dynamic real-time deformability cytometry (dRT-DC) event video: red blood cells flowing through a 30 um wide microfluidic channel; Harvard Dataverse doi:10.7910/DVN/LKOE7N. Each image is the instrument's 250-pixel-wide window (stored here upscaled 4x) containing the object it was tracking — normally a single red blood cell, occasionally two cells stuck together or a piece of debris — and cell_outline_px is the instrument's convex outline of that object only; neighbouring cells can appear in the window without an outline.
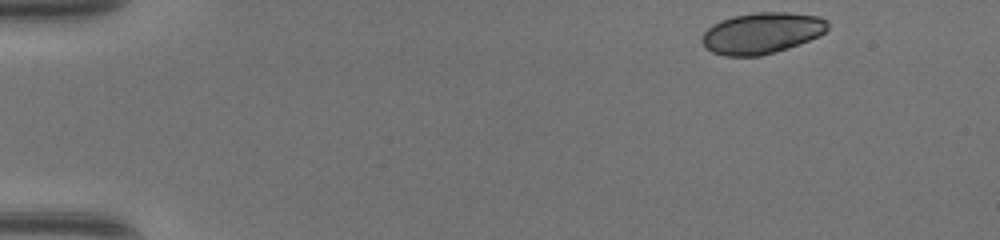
{"species": "common noctule bat (a hibernating species)", "species_latin": "Nyctalus noctula", "temperature_condition": "warm", "stored_images_in_passage": 42, "camera_frame_rate_fps": 3000, "um_per_image_px": 0.085, "animal": {"sex": "female", "body_mass_g": 17.0, "forearm_length_mm": 48.0}, "frame": {"image": 1, "passage_image": 1, "time_ms": 0.0, "image_size_px": [1000, 240], "cell_outline_px": [[828, 28], [820, 36], [788, 48], [776, 52], [760, 56], [724, 56], [712, 52], [700, 40], [704, 32], [712, 24], [720, 20], [732, 16], [756, 12], [788, 12], [820, 16], [828, 24]], "centroid_in_image_um": [64.74, 2.81], "position_along_channel_um": 20.3, "area_um2": 30.29}}